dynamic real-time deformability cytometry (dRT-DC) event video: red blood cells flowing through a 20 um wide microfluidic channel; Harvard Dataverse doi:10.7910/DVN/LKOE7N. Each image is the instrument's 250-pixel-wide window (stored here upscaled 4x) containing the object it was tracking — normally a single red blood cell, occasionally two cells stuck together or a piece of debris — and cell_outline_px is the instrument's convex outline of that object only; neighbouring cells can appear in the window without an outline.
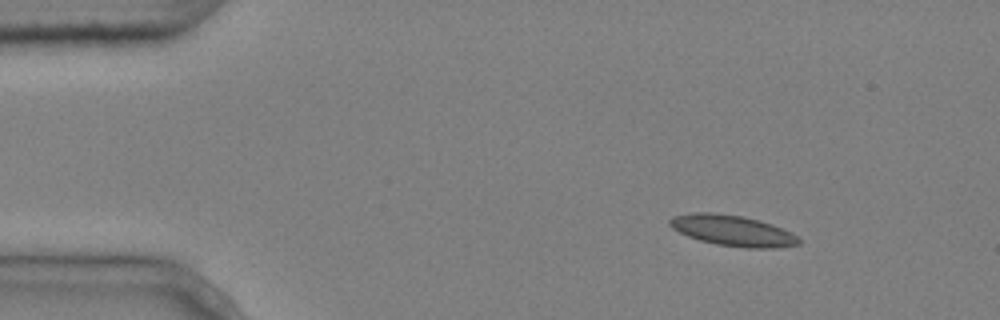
{"species": "common noctule bat (a hibernating species)", "species_latin": "Nyctalus noctula", "temperature_condition": "cold", "stored_images_in_passage": 3, "camera_frame_rate_fps": 3000, "um_per_image_px": 0.085, "animal": {"sex": "male", "body_mass_g": 20.4}, "frame": {"image": 1, "passage_image": 1, "time_ms": 0.0, "image_size_px": [1000, 320], "cell_outline_px": [[800, 244], [780, 248], [744, 248], [716, 244], [700, 240], [688, 236], [672, 228], [668, 224], [668, 220], [672, 216], [692, 212], [712, 212], [744, 216], [760, 220], [772, 224], [792, 232], [800, 240]], "centroid_in_image_um": [62.28, 19.59], "position_along_channel_um": 22.7, "area_um2": 23.41}}